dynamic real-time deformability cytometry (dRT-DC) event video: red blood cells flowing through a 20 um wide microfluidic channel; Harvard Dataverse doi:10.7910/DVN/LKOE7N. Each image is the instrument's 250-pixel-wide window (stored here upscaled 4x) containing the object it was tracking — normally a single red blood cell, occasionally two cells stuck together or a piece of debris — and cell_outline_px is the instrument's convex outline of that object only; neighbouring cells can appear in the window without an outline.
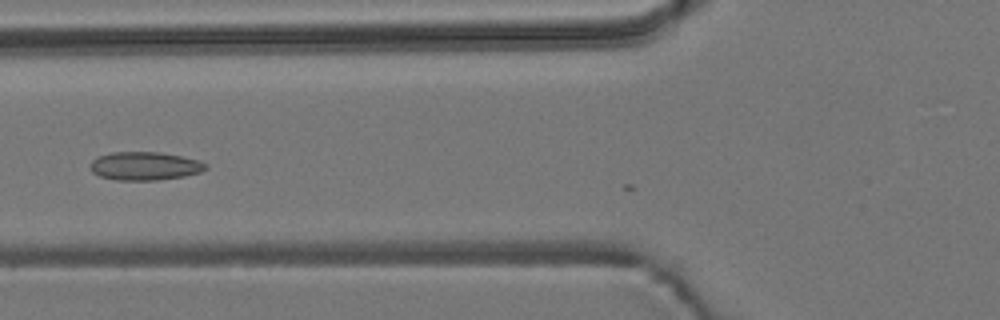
{"species": "common noctule bat (a hibernating species)", "species_latin": "Nyctalus noctula", "temperature_condition": "room temperature", "stored_images_in_passage": 9, "camera_frame_rate_fps": 3000, "um_per_image_px": 0.085, "animal": {"sex": "male", "body_mass_g": 19.2, "forearm_length_mm": 51.8}, "frame": {"image": 1, "passage_image": 7, "time_ms": 2.0, "image_size_px": [1000, 320], "cell_outline_px": [[208, 168], [200, 172], [184, 176], [156, 180], [116, 180], [100, 176], [92, 172], [92, 160], [100, 156], [112, 152], [160, 152], [180, 156], [196, 160], [208, 164]], "centroid_in_image_um": [12.33, 14.11], "position_along_channel_um": 113.5, "area_um2": 18.84}}
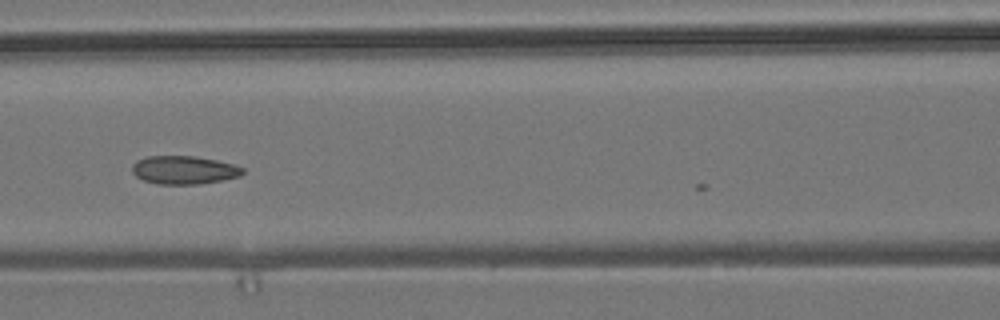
{"frame": {"image": 2, "passage_image": 8, "time_ms": 2.333, "image_size_px": [1000, 320], "cell_outline_px": [[244, 172], [240, 176], [200, 184], [160, 184], [144, 180], [136, 176], [132, 172], [132, 164], [136, 160], [144, 156], [196, 156], [216, 160], [232, 164], [244, 168]], "centroid_in_image_um": [15.61, 14.44], "position_along_channel_um": 151.0, "area_um2": 18.21}}